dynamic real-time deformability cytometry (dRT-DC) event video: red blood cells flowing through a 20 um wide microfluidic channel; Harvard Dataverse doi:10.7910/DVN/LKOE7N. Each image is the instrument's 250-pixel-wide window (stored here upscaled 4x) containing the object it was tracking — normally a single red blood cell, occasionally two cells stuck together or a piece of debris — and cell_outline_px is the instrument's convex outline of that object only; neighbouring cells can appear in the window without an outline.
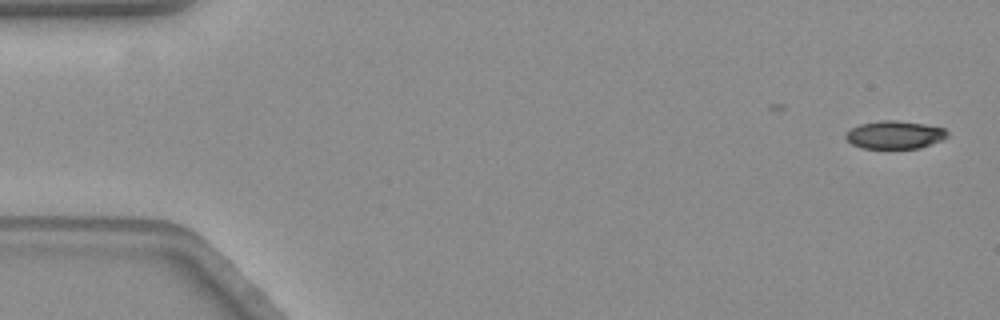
{"species": "common noctule bat (a hibernating species)", "species_latin": "Nyctalus noctula", "temperature_condition": "warm", "stored_images_in_passage": 54, "camera_frame_rate_fps": 3000, "um_per_image_px": 0.085, "animal": {"sex": "female", "body_mass_g": 19.3, "forearm_length_mm": 54.1}, "frame": {"image": 1, "passage_image": 1, "time_ms": 0.0, "image_size_px": [1000, 320], "cell_outline_px": [[948, 136], [940, 140], [920, 148], [864, 148], [852, 144], [844, 136], [852, 128], [860, 124], [880, 120], [896, 120], [924, 124], [944, 128], [948, 132]], "centroid_in_image_um": [76.06, 11.45], "position_along_channel_um": 8.9, "area_um2": 16.36}}
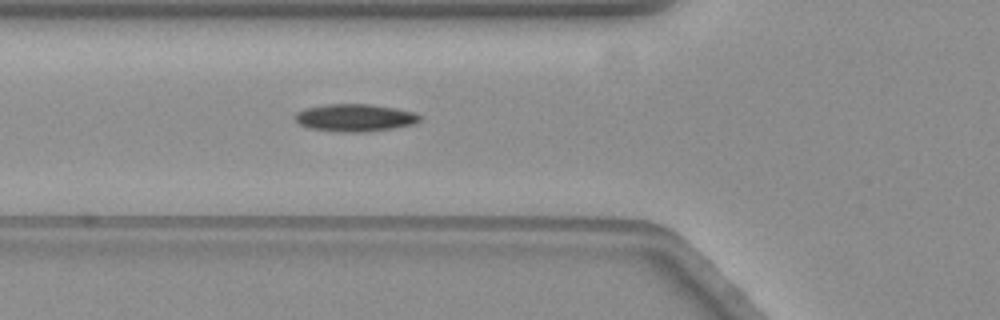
{"frame": {"image": 2, "passage_image": 20, "time_ms": 6.333, "image_size_px": [1000, 320], "cell_outline_px": [[420, 120], [412, 124], [392, 128], [368, 132], [340, 132], [308, 128], [300, 124], [296, 120], [296, 112], [308, 108], [328, 104], [368, 104], [396, 108], [416, 112], [420, 116]], "centroid_in_image_um": [30.19, 10.01], "position_along_channel_um": 95.6, "area_um2": 19.83}}
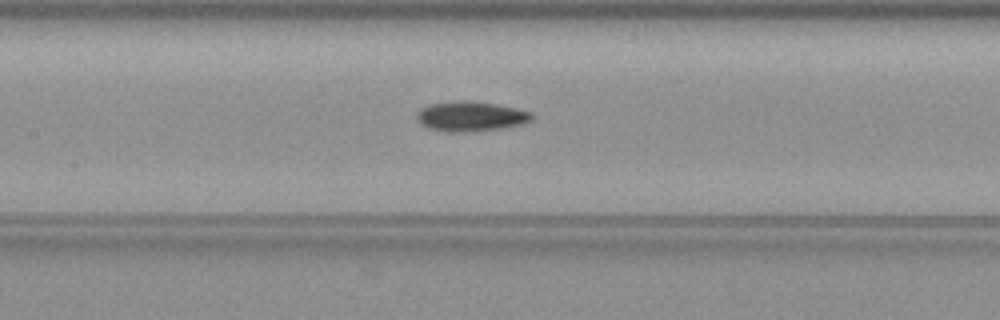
{"frame": {"image": 3, "passage_image": 26, "time_ms": 8.333, "image_size_px": [1000, 320], "cell_outline_px": [[532, 120], [524, 124], [476, 132], [448, 132], [428, 128], [420, 124], [416, 120], [416, 116], [424, 108], [432, 104], [496, 104], [516, 108], [532, 112]], "centroid_in_image_um": [40.07, 9.97], "position_along_channel_um": 167.3, "area_um2": 19.02}, "authors_computed_cell_mechanics": {"area_um2": 18.4382, "velocity_mm_per_s": 3.5563, "shape_relaxation_time_tau1_ms": 5.0885, "shape_relaxation_time_tau2_ms": null, "deformation_change_tau1": 0.1356, "deformation_change_tau2": null}}